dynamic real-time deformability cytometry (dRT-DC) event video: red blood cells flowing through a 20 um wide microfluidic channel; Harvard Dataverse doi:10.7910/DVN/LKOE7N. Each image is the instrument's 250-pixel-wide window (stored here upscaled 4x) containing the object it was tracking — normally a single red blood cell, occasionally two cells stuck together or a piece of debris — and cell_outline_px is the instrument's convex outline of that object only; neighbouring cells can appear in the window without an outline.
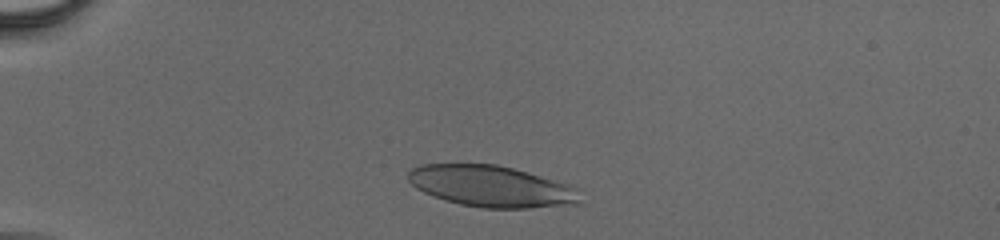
{"species": "human", "species_latin": "Homo sapiens", "temperature_condition": "cold", "stored_images_in_passage": 38, "camera_frame_rate_fps": 3000, "um_per_image_px": 0.085, "donor": {"sex": "male"}, "frame": {"image": 1, "passage_image": 5, "time_ms": 1.333, "image_size_px": [1000, 240], "cell_outline_px": [[580, 188], [576, 204], [528, 208], [484, 208], [460, 204], [432, 196], [416, 188], [408, 180], [408, 172], [412, 168], [420, 164], [496, 164], [528, 172], [568, 184]], "centroid_in_image_um": [41.74, 15.83], "position_along_channel_um": 43.3, "area_um2": 41.27}}
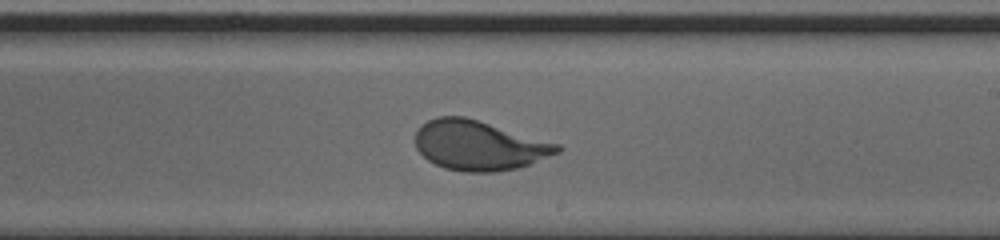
{"frame": {"image": 2, "passage_image": 25, "time_ms": 8.0, "image_size_px": [1000, 240], "cell_outline_px": [[564, 148], [560, 152], [528, 164], [516, 168], [496, 172], [464, 172], [444, 168], [428, 160], [416, 148], [416, 128], [428, 120], [436, 116], [464, 116], [560, 144]], "centroid_in_image_um": [40.7, 12.35], "position_along_channel_um": 248.3, "area_um2": 41.04}}
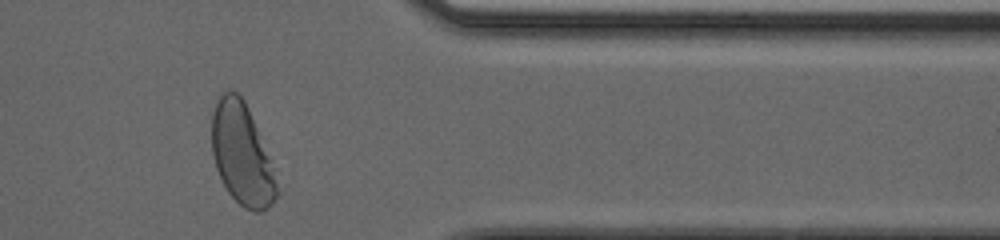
{"frame": {"image": 3, "passage_image": 37, "time_ms": 12.0, "image_size_px": [1000, 240], "cell_outline_px": [[280, 192], [272, 204], [268, 208], [260, 212], [252, 212], [244, 208], [228, 192], [216, 168], [212, 156], [212, 112], [220, 92], [236, 92], [244, 100], [268, 156]], "centroid_in_image_um": [20.54, 13.15], "position_along_channel_um": 390.9, "area_um2": 37.97}}